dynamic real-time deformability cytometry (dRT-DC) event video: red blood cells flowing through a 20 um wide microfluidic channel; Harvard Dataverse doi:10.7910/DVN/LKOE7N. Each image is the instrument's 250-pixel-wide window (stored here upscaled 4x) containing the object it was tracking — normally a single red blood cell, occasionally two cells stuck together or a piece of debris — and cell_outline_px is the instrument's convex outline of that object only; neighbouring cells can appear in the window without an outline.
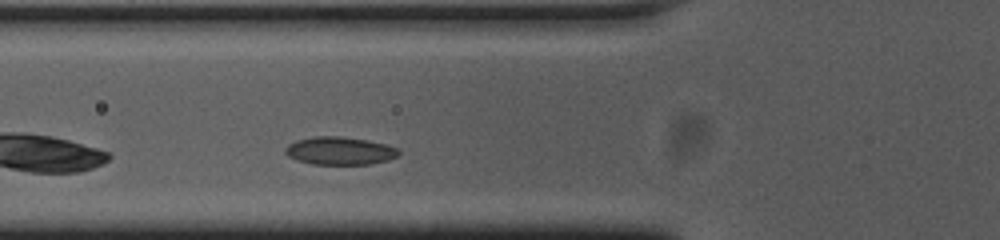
{"species": "common noctule bat (a hibernating species)", "species_latin": "Nyctalus noctula", "temperature_condition": "cold", "stored_images_in_passage": 29, "camera_frame_rate_fps": 3000, "um_per_image_px": 0.085, "animal": {"sex": "female", "body_mass_g": 23.0, "forearm_length_mm": 53.4}, "frame": {"image": 1, "passage_image": 6, "time_ms": 1.667, "image_size_px": [1000, 240], "cell_outline_px": [[400, 152], [396, 156], [388, 160], [372, 164], [312, 164], [296, 160], [288, 156], [284, 152], [284, 148], [288, 144], [296, 140], [312, 136], [340, 136], [364, 140], [384, 144], [400, 148]], "centroid_in_image_um": [28.85, 12.82], "position_along_channel_um": 97.0, "area_um2": 18.5}}
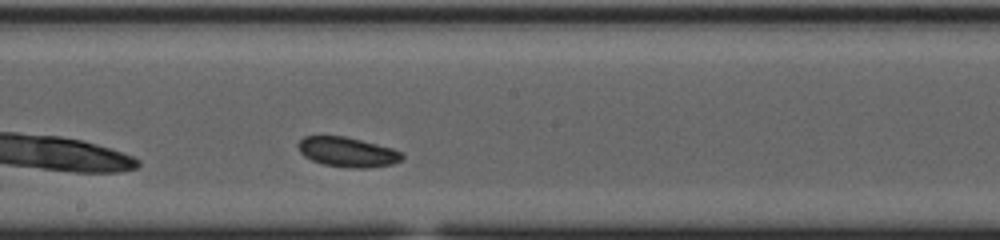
{"frame": {"image": 2, "passage_image": 16, "time_ms": 5.0, "image_size_px": [1000, 240], "cell_outline_px": [[404, 156], [400, 160], [392, 164], [368, 168], [348, 168], [324, 164], [312, 160], [304, 156], [300, 152], [296, 144], [304, 136], [344, 136], [392, 148], [404, 152]], "centroid_in_image_um": [29.53, 12.93], "position_along_channel_um": 218.7, "area_um2": 18.03}}
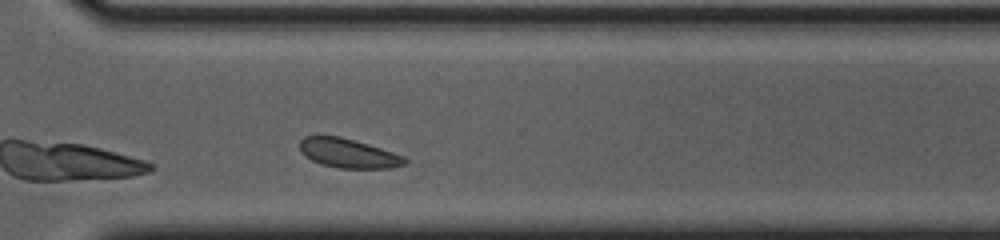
{"frame": {"image": 3, "passage_image": 26, "time_ms": 8.333, "image_size_px": [1000, 240], "cell_outline_px": [[408, 164], [388, 168], [340, 168], [320, 164], [312, 160], [300, 148], [300, 140], [304, 136], [340, 136], [368, 144], [404, 156], [408, 160]], "centroid_in_image_um": [29.64, 13.03], "position_along_channel_um": 341.0, "area_um2": 17.69}, "authors_computed_cell_mechanics": {"area_um2": 17.9758, "velocity_mm_per_s": 3.6643, "shape_relaxation_time_tau1_ms": null, "shape_relaxation_time_tau2_ms": 9.3613, "deformation_change_tau1": null, "deformation_change_tau2": 0.0752}}